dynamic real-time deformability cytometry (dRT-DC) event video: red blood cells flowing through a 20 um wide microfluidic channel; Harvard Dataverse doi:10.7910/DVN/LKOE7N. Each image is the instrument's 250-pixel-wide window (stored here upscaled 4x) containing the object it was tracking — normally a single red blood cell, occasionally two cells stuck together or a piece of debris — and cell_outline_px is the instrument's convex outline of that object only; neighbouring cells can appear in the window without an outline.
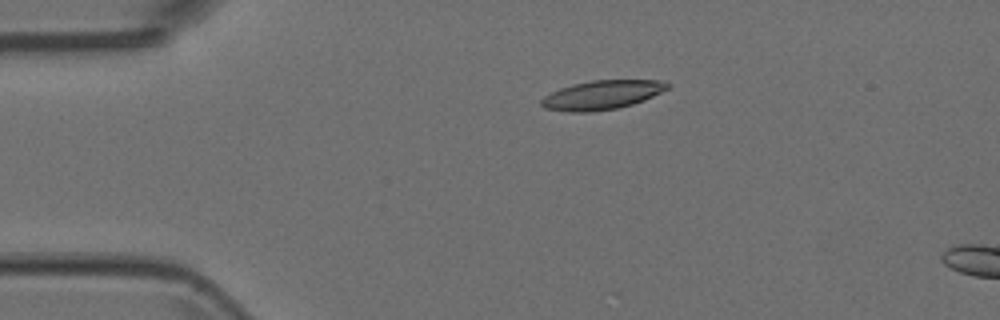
{"species": "Egyptian fruit bat (a non-hibernating species)", "species_latin": "Rousettus aegyptiacus", "temperature_condition": "room temperature", "stored_images_in_passage": 3, "camera_frame_rate_fps": 3000, "um_per_image_px": 0.085, "animal": {"sex": "female"}, "frame": {"image": 1, "passage_image": 1, "time_ms": 0.0, "image_size_px": [1000, 320], "cell_outline_px": [[672, 84], [668, 88], [644, 100], [632, 104], [616, 108], [592, 112], [568, 112], [544, 108], [540, 104], [540, 100], [544, 96], [560, 88], [572, 84], [592, 80], [660, 80]], "centroid_in_image_um": [51.14, 8.07], "position_along_channel_um": 33.9, "area_um2": 21.33}}